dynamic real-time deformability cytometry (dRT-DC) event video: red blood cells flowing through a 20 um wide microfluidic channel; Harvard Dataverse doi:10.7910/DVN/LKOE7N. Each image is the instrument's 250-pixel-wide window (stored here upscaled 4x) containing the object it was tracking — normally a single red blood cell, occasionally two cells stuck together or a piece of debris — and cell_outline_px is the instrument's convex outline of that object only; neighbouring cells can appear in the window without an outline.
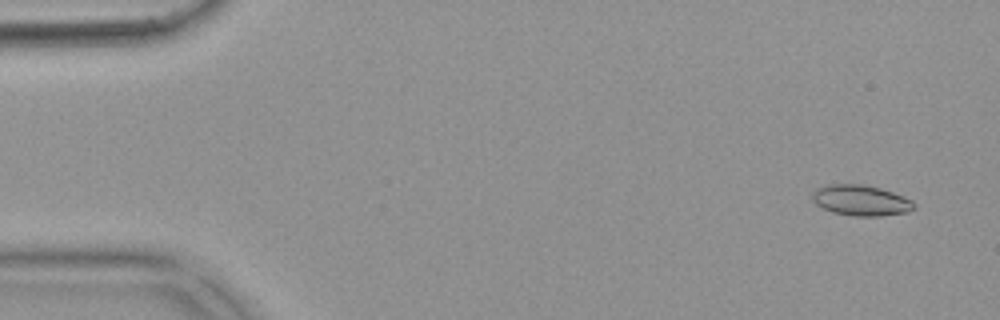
{"species": "common noctule bat (a hibernating species)", "species_latin": "Nyctalus noctula", "temperature_condition": "warm", "stored_images_in_passage": 54, "camera_frame_rate_fps": 3000, "um_per_image_px": 0.085, "animal": {"sex": "female", "body_mass_g": 18.4}, "frame": {"image": 1, "passage_image": 2, "time_ms": 0.333, "image_size_px": [1000, 320], "cell_outline_px": [[916, 204], [908, 212], [880, 216], [852, 216], [832, 212], [816, 204], [812, 200], [812, 192], [816, 188], [828, 184], [864, 184], [880, 188], [904, 196], [912, 200]], "centroid_in_image_um": [73.16, 17.02], "position_along_channel_um": 11.8, "area_um2": 18.26}}
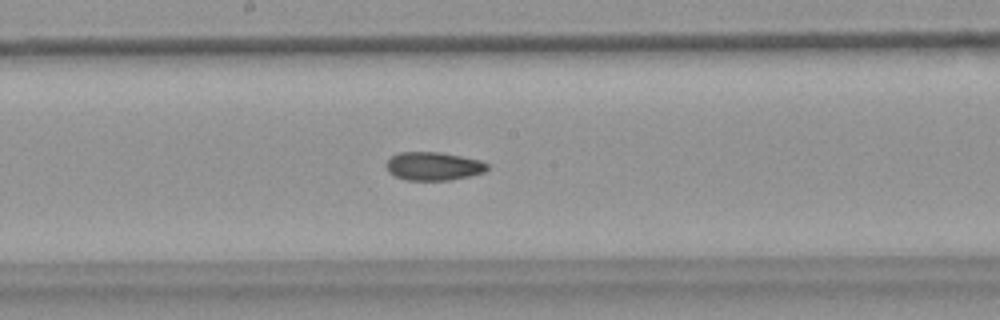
{"frame": {"image": 2, "passage_image": 28, "time_ms": 9.0, "image_size_px": [1000, 320], "cell_outline_px": [[488, 168], [484, 172], [468, 176], [448, 180], [404, 180], [388, 172], [388, 160], [392, 156], [400, 152], [440, 152], [480, 160], [488, 164]], "centroid_in_image_um": [36.85, 14.12], "position_along_channel_um": 211.3, "area_um2": 16.47}}
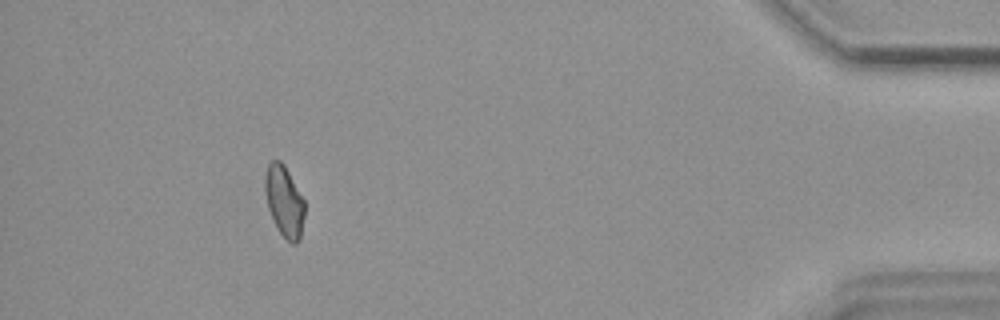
{"frame": {"image": 3, "passage_image": 49, "time_ms": 16.0, "image_size_px": [1000, 320], "cell_outline_px": [[304, 216], [300, 240], [296, 244], [292, 244], [280, 232], [268, 208], [264, 192], [264, 176], [268, 164], [272, 160], [280, 160], [284, 164], [304, 200]], "centroid_in_image_um": [24.15, 17.08], "position_along_channel_um": 411.0, "area_um2": 16.3}, "authors_computed_cell_mechanics": {"area_um2": 16.9354, "velocity_mm_per_s": 3.7028, "shape_relaxation_time_tau1_ms": null, "shape_relaxation_time_tau2_ms": 3.6128, "deformation_change_tau1": null, "deformation_change_tau2": 0.0893}}